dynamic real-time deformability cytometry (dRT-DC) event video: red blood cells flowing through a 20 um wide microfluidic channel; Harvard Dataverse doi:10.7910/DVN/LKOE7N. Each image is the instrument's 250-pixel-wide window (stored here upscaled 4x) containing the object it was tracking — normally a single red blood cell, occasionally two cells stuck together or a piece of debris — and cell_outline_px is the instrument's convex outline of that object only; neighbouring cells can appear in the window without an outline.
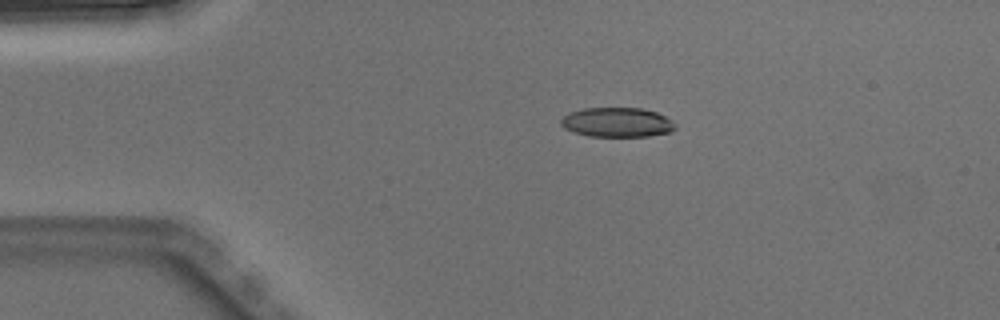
{"species": "Egyptian fruit bat (a non-hibernating species)", "species_latin": "Rousettus aegyptiacus", "temperature_condition": "warm", "stored_images_in_passage": 2, "camera_frame_rate_fps": 3000, "um_per_image_px": 0.085, "animal": {"sex": "male"}, "frame": {"image": 1, "passage_image": 1, "time_ms": 0.0, "image_size_px": [1000, 320], "cell_outline_px": [[676, 128], [668, 132], [648, 136], [588, 136], [572, 132], [564, 128], [560, 124], [560, 120], [568, 112], [584, 108], [644, 108], [656, 112], [672, 120], [676, 124]], "centroid_in_image_um": [52.42, 10.39], "position_along_channel_um": 32.6, "area_um2": 19.77}}